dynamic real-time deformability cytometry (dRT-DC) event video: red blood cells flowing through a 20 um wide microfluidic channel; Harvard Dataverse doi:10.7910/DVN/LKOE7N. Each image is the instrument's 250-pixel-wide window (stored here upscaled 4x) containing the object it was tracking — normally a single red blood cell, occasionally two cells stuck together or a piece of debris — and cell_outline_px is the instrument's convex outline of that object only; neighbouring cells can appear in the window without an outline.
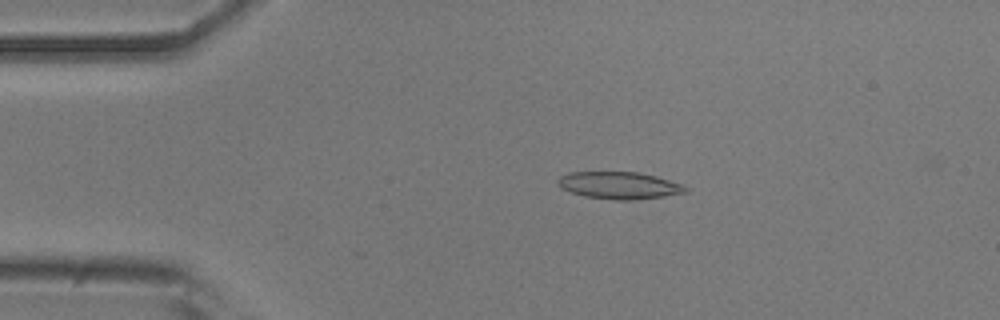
{"species": "common noctule bat (a hibernating species)", "species_latin": "Nyctalus noctula", "temperature_condition": "room temperature", "stored_images_in_passage": 42, "camera_frame_rate_fps": 3000, "um_per_image_px": 0.085, "animal": {"sex": "male", "body_mass_g": 20.5, "forearm_length_mm": 52.5}, "frame": {"image": 1, "passage_image": 10, "time_ms": 3.0, "image_size_px": [1000, 320], "cell_outline_px": [[688, 192], [664, 196], [632, 200], [616, 200], [584, 196], [568, 192], [560, 188], [556, 180], [560, 176], [568, 172], [640, 172], [656, 176], [684, 184], [688, 188]], "centroid_in_image_um": [52.62, 15.75], "position_along_channel_um": 32.4, "area_um2": 20.46}}
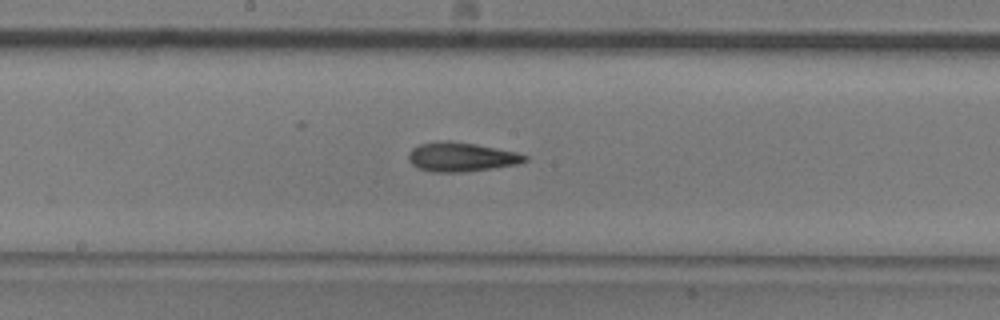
{"frame": {"image": 2, "passage_image": 27, "time_ms": 8.667, "image_size_px": [1000, 320], "cell_outline_px": [[528, 160], [516, 164], [492, 168], [464, 172], [432, 172], [420, 168], [412, 164], [408, 160], [408, 152], [412, 148], [420, 144], [436, 140], [448, 140], [476, 144], [516, 152], [528, 156]], "centroid_in_image_um": [39.17, 13.33], "position_along_channel_um": 209.0, "area_um2": 19.83}}
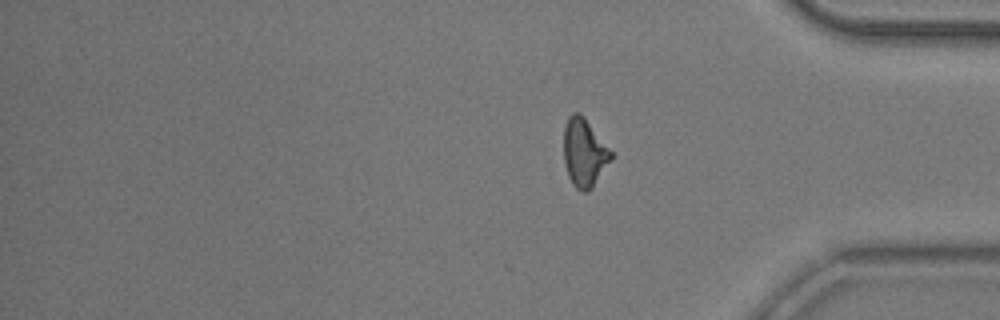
{"frame": {"image": 3, "passage_image": 42, "time_ms": 13.667, "image_size_px": [1000, 320], "cell_outline_px": [[612, 160], [592, 188], [588, 192], [580, 192], [572, 184], [568, 176], [564, 164], [564, 124], [568, 116], [572, 112], [580, 112], [584, 116], [612, 152]], "centroid_in_image_um": [49.65, 12.98], "position_along_channel_um": 385.6, "area_um2": 19.07}, "authors_computed_cell_mechanics": {"area_um2": 19.5942, "velocity_mm_per_s": 3.8365, "shape_relaxation_time_tau1_ms": 7.1753, "shape_relaxation_time_tau2_ms": 3.1141, "deformation_change_tau1": 0.1889, "deformation_change_tau2": 0.1235}}